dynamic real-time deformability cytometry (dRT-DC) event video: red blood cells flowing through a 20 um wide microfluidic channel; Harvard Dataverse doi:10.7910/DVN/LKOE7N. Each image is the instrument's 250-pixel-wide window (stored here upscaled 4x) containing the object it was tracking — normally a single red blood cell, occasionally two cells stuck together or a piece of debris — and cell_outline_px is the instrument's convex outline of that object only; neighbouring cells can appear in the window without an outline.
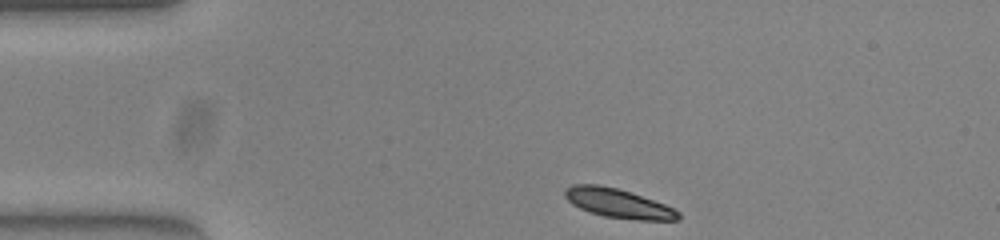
{"species": "common noctule bat (a hibernating species)", "species_latin": "Nyctalus noctula", "temperature_condition": "warm", "stored_images_in_passage": 36, "camera_frame_rate_fps": 3000, "um_per_image_px": 0.085, "animal": {"sex": "female", "body_mass_g": 23.0, "forearm_length_mm": 53.4}, "frame": {"image": 1, "passage_image": 1, "time_ms": 0.0, "image_size_px": [1000, 240], "cell_outline_px": [[680, 220], [636, 220], [604, 216], [588, 212], [572, 204], [564, 196], [564, 192], [572, 184], [600, 184], [616, 188], [664, 204], [680, 212]], "centroid_in_image_um": [52.53, 17.29], "position_along_channel_um": 32.5, "area_um2": 19.07}}
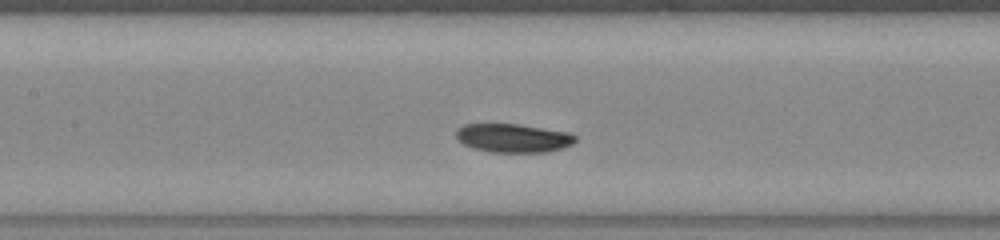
{"frame": {"image": 2, "passage_image": 15, "time_ms": 4.667, "image_size_px": [1000, 240], "cell_outline_px": [[576, 140], [572, 144], [564, 148], [544, 152], [492, 152], [472, 148], [464, 144], [456, 136], [456, 132], [464, 124], [516, 124], [568, 132], [576, 136]], "centroid_in_image_um": [43.64, 11.74], "position_along_channel_um": 163.8, "area_um2": 19.71}}
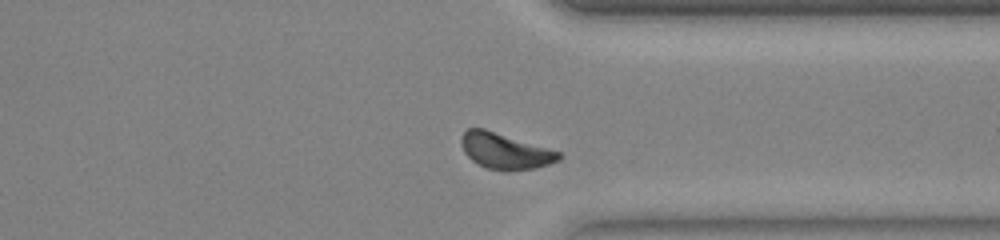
{"frame": {"image": 3, "passage_image": 31, "time_ms": 10.0, "image_size_px": [1000, 240], "cell_outline_px": [[564, 156], [560, 160], [536, 168], [508, 172], [504, 172], [484, 168], [472, 160], [464, 152], [460, 144], [460, 136], [468, 128], [484, 128], [548, 148], [560, 152]], "centroid_in_image_um": [42.92, 12.86], "position_along_channel_um": 368.5, "area_um2": 20.75}, "authors_computed_cell_mechanics": {"area_um2": 20.2589, "velocity_mm_per_s": 3.8655, "shape_relaxation_time_tau1_ms": 2.2589, "shape_relaxation_time_tau2_ms": null, "deformation_change_tau1": 0.112, "deformation_change_tau2": null}}